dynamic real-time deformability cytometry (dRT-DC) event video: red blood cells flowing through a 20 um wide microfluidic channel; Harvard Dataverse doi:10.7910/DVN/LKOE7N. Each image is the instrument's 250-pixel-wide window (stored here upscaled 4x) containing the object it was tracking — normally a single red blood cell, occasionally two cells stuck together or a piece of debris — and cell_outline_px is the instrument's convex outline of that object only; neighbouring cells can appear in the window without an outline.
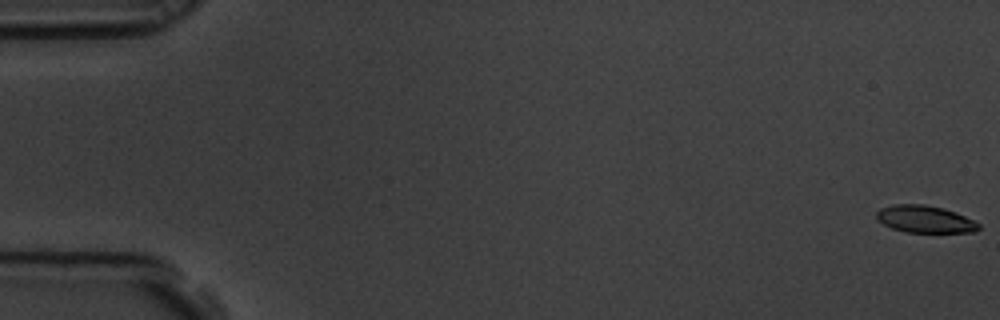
{"species": "common noctule bat (a hibernating species)", "species_latin": "Nyctalus noctula", "temperature_condition": "room temperature", "stored_images_in_passage": 60, "camera_frame_rate_fps": 3000, "um_per_image_px": 0.085, "animal": {"sex": "male", "body_mass_g": 19.5, "forearm_length_mm": 54.6}, "frame": {"image": 1, "passage_image": 1, "time_ms": 0.0, "image_size_px": [1000, 320], "cell_outline_px": [[980, 228], [976, 232], [904, 232], [892, 228], [876, 220], [876, 212], [880, 208], [896, 204], [924, 204], [944, 208], [956, 212], [980, 224]], "centroid_in_image_um": [78.6, 18.63], "position_along_channel_um": 6.4, "area_um2": 16.24}}
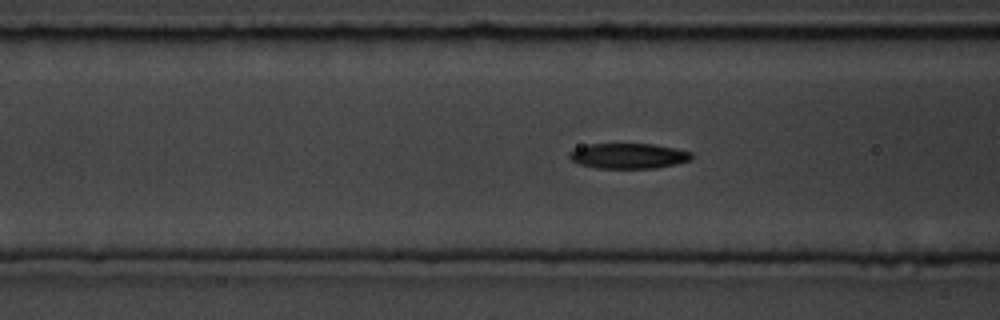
{"frame": {"image": 2, "passage_image": 24, "time_ms": 7.667, "image_size_px": [1000, 320], "cell_outline_px": [[692, 160], [676, 164], [656, 168], [596, 168], [580, 164], [572, 160], [568, 156], [568, 152], [576, 148], [588, 144], [652, 144], [676, 148], [692, 152]], "centroid_in_image_um": [53.43, 13.25], "position_along_channel_um": 113.2, "area_um2": 18.09}}
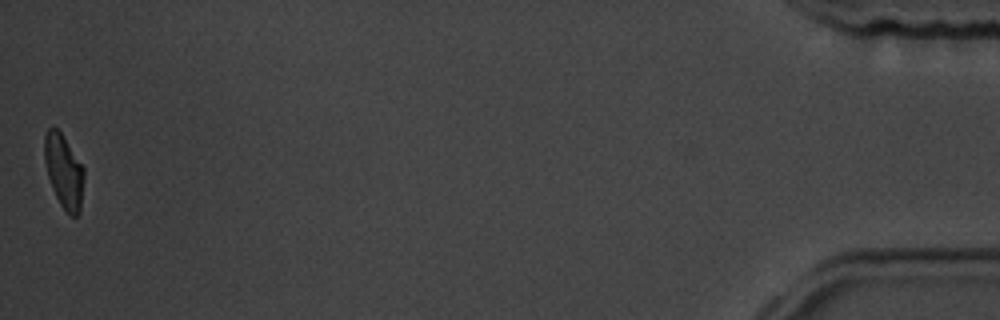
{"frame": {"image": 3, "passage_image": 60, "time_ms": 19.667, "image_size_px": [1000, 320], "cell_outline_px": [[84, 176], [80, 212], [76, 216], [72, 216], [60, 204], [52, 188], [48, 176], [44, 160], [44, 136], [48, 128], [52, 124], [60, 132], [84, 168]], "centroid_in_image_um": [5.41, 14.54], "position_along_channel_um": 429.8, "area_um2": 16.82}, "authors_computed_cell_mechanics": {"area_um2": 17.8602, "velocity_mm_per_s": 3.4429, "shape_relaxation_time_tau1_ms": 3.5065, "shape_relaxation_time_tau2_ms": 3.1372, "deformation_change_tau1": 0.1277, "deformation_change_tau2": 0.1008}}